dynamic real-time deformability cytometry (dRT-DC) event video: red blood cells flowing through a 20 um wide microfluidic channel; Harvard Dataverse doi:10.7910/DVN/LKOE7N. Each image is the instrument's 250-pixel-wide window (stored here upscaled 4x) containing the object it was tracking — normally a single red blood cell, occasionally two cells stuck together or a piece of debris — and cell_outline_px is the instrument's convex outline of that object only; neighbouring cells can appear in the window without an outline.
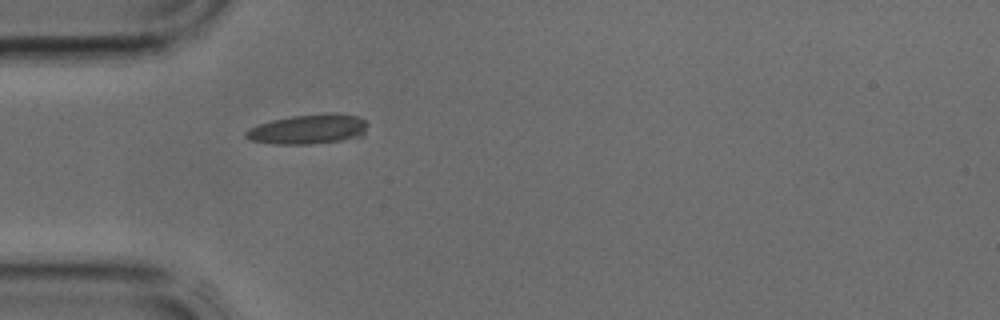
{"species": "common noctule bat (a hibernating species)", "species_latin": "Nyctalus noctula", "temperature_condition": "cold", "stored_images_in_passage": 1, "camera_frame_rate_fps": 3000, "um_per_image_px": 0.085, "animal": {"sex": "male", "body_mass_g": 17.9, "forearm_length_mm": 54.2}, "frame": {"image": 1, "passage_image": 1, "time_ms": 0.0, "image_size_px": [1000, 320], "cell_outline_px": [[368, 124], [364, 136], [340, 140], [312, 144], [276, 144], [252, 140], [244, 136], [244, 132], [248, 128], [272, 120], [292, 116], [332, 112], [336, 112], [356, 116], [364, 120]], "centroid_in_image_um": [26.23, 10.97], "position_along_channel_um": 58.8, "area_um2": 21.15}}